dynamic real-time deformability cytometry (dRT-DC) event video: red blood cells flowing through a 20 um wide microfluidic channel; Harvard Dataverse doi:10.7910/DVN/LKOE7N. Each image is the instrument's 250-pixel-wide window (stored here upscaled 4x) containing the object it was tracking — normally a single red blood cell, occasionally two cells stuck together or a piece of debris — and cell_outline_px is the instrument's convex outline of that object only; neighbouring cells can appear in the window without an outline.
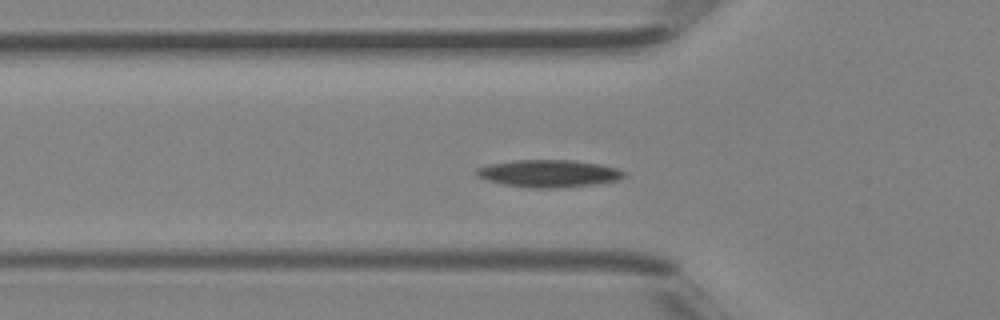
{"species": "Egyptian fruit bat (a non-hibernating species)", "species_latin": "Rousettus aegyptiacus", "temperature_condition": "room temperature", "stored_images_in_passage": 32, "camera_frame_rate_fps": 3000, "um_per_image_px": 0.085, "animal": {"sex": "female"}, "frame": {"image": 1, "passage_image": 3, "time_ms": 0.667, "image_size_px": [1000, 320], "cell_outline_px": [[624, 176], [616, 180], [592, 184], [560, 188], [532, 188], [504, 184], [488, 180], [476, 176], [476, 168], [488, 164], [512, 160], [572, 160], [600, 164], [616, 168], [624, 172]], "centroid_in_image_um": [46.59, 14.74], "position_along_channel_um": 79.2, "area_um2": 23.35}}
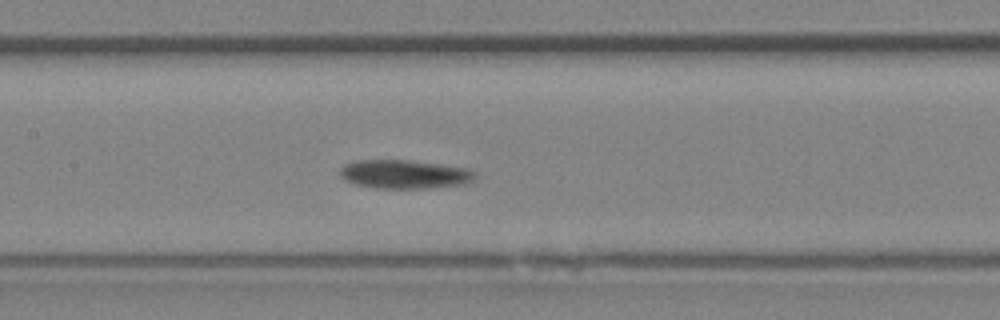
{"frame": {"image": 2, "passage_image": 9, "time_ms": 2.667, "image_size_px": [1000, 320], "cell_outline_px": [[476, 176], [472, 180], [464, 184], [424, 188], [376, 188], [356, 184], [344, 180], [340, 176], [340, 168], [344, 164], [356, 160], [408, 160], [440, 164], [468, 168], [476, 172]], "centroid_in_image_um": [34.36, 14.8], "position_along_channel_um": 173.0, "area_um2": 22.6}}
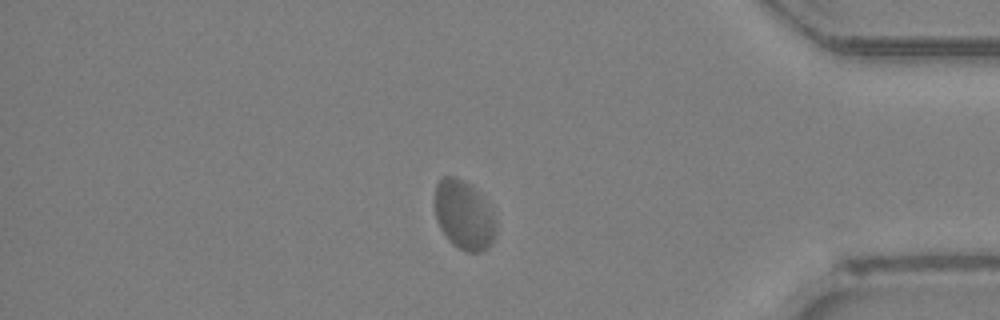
{"frame": {"image": 3, "passage_image": 25, "time_ms": 8.0, "image_size_px": [1000, 320], "cell_outline_px": [[496, 232], [492, 244], [488, 248], [480, 252], [468, 252], [452, 244], [448, 240], [440, 228], [436, 220], [436, 184], [444, 176], [456, 176], [464, 180], [480, 196], [492, 212], [496, 220]], "centroid_in_image_um": [39.44, 18.32], "position_along_channel_um": 395.8, "area_um2": 24.33}}